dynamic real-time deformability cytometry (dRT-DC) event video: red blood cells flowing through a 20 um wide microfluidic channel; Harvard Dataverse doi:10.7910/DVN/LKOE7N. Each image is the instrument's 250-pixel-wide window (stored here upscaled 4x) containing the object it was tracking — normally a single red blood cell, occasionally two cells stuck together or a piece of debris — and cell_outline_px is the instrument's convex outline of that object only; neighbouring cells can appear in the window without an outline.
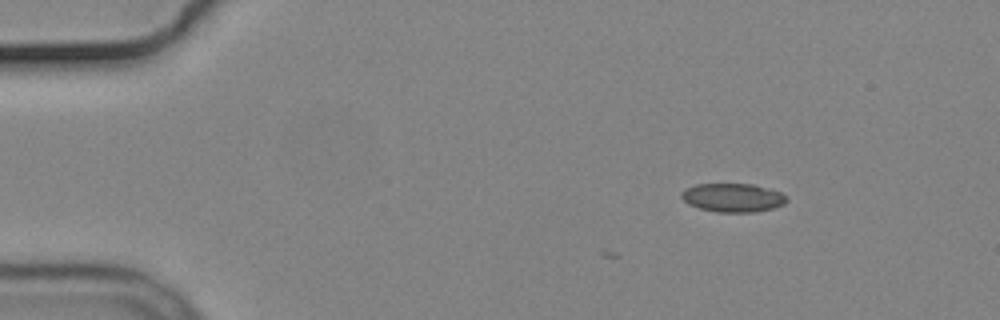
{"species": "common noctule bat (a hibernating species)", "species_latin": "Nyctalus noctula", "temperature_condition": "cold", "stored_images_in_passage": 2, "camera_frame_rate_fps": 3000, "um_per_image_px": 0.085, "animal": {"sex": "male", "body_mass_g": 19.2, "forearm_length_mm": 51.8}, "frame": {"image": 1, "passage_image": 2, "time_ms": 0.333, "image_size_px": [1000, 320], "cell_outline_px": [[788, 200], [784, 204], [772, 208], [752, 212], [716, 212], [700, 208], [688, 204], [680, 196], [680, 192], [684, 188], [696, 184], [752, 184], [780, 192], [788, 196]], "centroid_in_image_um": [62.26, 16.79], "position_along_channel_um": 22.7, "area_um2": 17.57}}